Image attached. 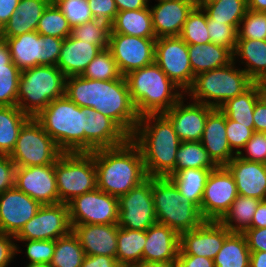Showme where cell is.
Masks as SVG:
<instances>
[{
	"mask_svg": "<svg viewBox=\"0 0 266 267\" xmlns=\"http://www.w3.org/2000/svg\"><path fill=\"white\" fill-rule=\"evenodd\" d=\"M65 96L79 107H90L111 118L130 138L139 122L125 76L99 81L81 75L66 77Z\"/></svg>",
	"mask_w": 266,
	"mask_h": 267,
	"instance_id": "6da1fadb",
	"label": "cell"
},
{
	"mask_svg": "<svg viewBox=\"0 0 266 267\" xmlns=\"http://www.w3.org/2000/svg\"><path fill=\"white\" fill-rule=\"evenodd\" d=\"M130 139L141 150L148 177L175 174L176 152L181 141L163 114L141 116Z\"/></svg>",
	"mask_w": 266,
	"mask_h": 267,
	"instance_id": "7a4b0ae2",
	"label": "cell"
},
{
	"mask_svg": "<svg viewBox=\"0 0 266 267\" xmlns=\"http://www.w3.org/2000/svg\"><path fill=\"white\" fill-rule=\"evenodd\" d=\"M94 162L97 188L118 198L148 178L141 150L131 139L121 146L95 150Z\"/></svg>",
	"mask_w": 266,
	"mask_h": 267,
	"instance_id": "3957f363",
	"label": "cell"
},
{
	"mask_svg": "<svg viewBox=\"0 0 266 267\" xmlns=\"http://www.w3.org/2000/svg\"><path fill=\"white\" fill-rule=\"evenodd\" d=\"M138 115L163 114L182 97L177 87L154 62L125 75Z\"/></svg>",
	"mask_w": 266,
	"mask_h": 267,
	"instance_id": "277c9868",
	"label": "cell"
},
{
	"mask_svg": "<svg viewBox=\"0 0 266 267\" xmlns=\"http://www.w3.org/2000/svg\"><path fill=\"white\" fill-rule=\"evenodd\" d=\"M66 76L54 65H38L20 72L17 107L35 118L53 100L65 95Z\"/></svg>",
	"mask_w": 266,
	"mask_h": 267,
	"instance_id": "5b68a950",
	"label": "cell"
},
{
	"mask_svg": "<svg viewBox=\"0 0 266 267\" xmlns=\"http://www.w3.org/2000/svg\"><path fill=\"white\" fill-rule=\"evenodd\" d=\"M35 119L63 153L84 152L82 107L68 97L53 100Z\"/></svg>",
	"mask_w": 266,
	"mask_h": 267,
	"instance_id": "8992f818",
	"label": "cell"
},
{
	"mask_svg": "<svg viewBox=\"0 0 266 267\" xmlns=\"http://www.w3.org/2000/svg\"><path fill=\"white\" fill-rule=\"evenodd\" d=\"M152 195L157 223L167 225L179 235L206 221L200 208L185 200L169 177H152Z\"/></svg>",
	"mask_w": 266,
	"mask_h": 267,
	"instance_id": "52a82bcc",
	"label": "cell"
},
{
	"mask_svg": "<svg viewBox=\"0 0 266 267\" xmlns=\"http://www.w3.org/2000/svg\"><path fill=\"white\" fill-rule=\"evenodd\" d=\"M234 64L233 60L226 66L198 74L186 93L194 102L220 108L227 100L242 94L254 83L243 69H235Z\"/></svg>",
	"mask_w": 266,
	"mask_h": 267,
	"instance_id": "ba28073f",
	"label": "cell"
},
{
	"mask_svg": "<svg viewBox=\"0 0 266 267\" xmlns=\"http://www.w3.org/2000/svg\"><path fill=\"white\" fill-rule=\"evenodd\" d=\"M59 203L97 188L93 152L62 153L54 163Z\"/></svg>",
	"mask_w": 266,
	"mask_h": 267,
	"instance_id": "9c48e42d",
	"label": "cell"
},
{
	"mask_svg": "<svg viewBox=\"0 0 266 267\" xmlns=\"http://www.w3.org/2000/svg\"><path fill=\"white\" fill-rule=\"evenodd\" d=\"M62 153L41 124L31 117L20 130L9 156L17 167H32L53 164Z\"/></svg>",
	"mask_w": 266,
	"mask_h": 267,
	"instance_id": "30bf717a",
	"label": "cell"
},
{
	"mask_svg": "<svg viewBox=\"0 0 266 267\" xmlns=\"http://www.w3.org/2000/svg\"><path fill=\"white\" fill-rule=\"evenodd\" d=\"M1 38L8 43L12 62L21 71L38 65L56 66L64 40L37 31Z\"/></svg>",
	"mask_w": 266,
	"mask_h": 267,
	"instance_id": "8fae6325",
	"label": "cell"
},
{
	"mask_svg": "<svg viewBox=\"0 0 266 267\" xmlns=\"http://www.w3.org/2000/svg\"><path fill=\"white\" fill-rule=\"evenodd\" d=\"M67 204L71 225L118 224V197L98 188L74 197Z\"/></svg>",
	"mask_w": 266,
	"mask_h": 267,
	"instance_id": "7c38bea8",
	"label": "cell"
},
{
	"mask_svg": "<svg viewBox=\"0 0 266 267\" xmlns=\"http://www.w3.org/2000/svg\"><path fill=\"white\" fill-rule=\"evenodd\" d=\"M155 63L177 87L182 88V93L188 92L195 77L185 41L179 36L157 38Z\"/></svg>",
	"mask_w": 266,
	"mask_h": 267,
	"instance_id": "4fadbf2b",
	"label": "cell"
},
{
	"mask_svg": "<svg viewBox=\"0 0 266 267\" xmlns=\"http://www.w3.org/2000/svg\"><path fill=\"white\" fill-rule=\"evenodd\" d=\"M119 201L118 226L126 229L146 231L157 223L152 195V177L121 195Z\"/></svg>",
	"mask_w": 266,
	"mask_h": 267,
	"instance_id": "5bb4252c",
	"label": "cell"
},
{
	"mask_svg": "<svg viewBox=\"0 0 266 267\" xmlns=\"http://www.w3.org/2000/svg\"><path fill=\"white\" fill-rule=\"evenodd\" d=\"M72 231L67 203L41 205L15 240H56Z\"/></svg>",
	"mask_w": 266,
	"mask_h": 267,
	"instance_id": "9a60e30c",
	"label": "cell"
},
{
	"mask_svg": "<svg viewBox=\"0 0 266 267\" xmlns=\"http://www.w3.org/2000/svg\"><path fill=\"white\" fill-rule=\"evenodd\" d=\"M238 196L233 175L225 166L210 172L204 188L200 211L206 221H219Z\"/></svg>",
	"mask_w": 266,
	"mask_h": 267,
	"instance_id": "2e32d148",
	"label": "cell"
},
{
	"mask_svg": "<svg viewBox=\"0 0 266 267\" xmlns=\"http://www.w3.org/2000/svg\"><path fill=\"white\" fill-rule=\"evenodd\" d=\"M156 38L110 33L109 49L122 76L155 62Z\"/></svg>",
	"mask_w": 266,
	"mask_h": 267,
	"instance_id": "e0dca14e",
	"label": "cell"
},
{
	"mask_svg": "<svg viewBox=\"0 0 266 267\" xmlns=\"http://www.w3.org/2000/svg\"><path fill=\"white\" fill-rule=\"evenodd\" d=\"M84 152L114 148L130 137L111 119L94 108L82 107Z\"/></svg>",
	"mask_w": 266,
	"mask_h": 267,
	"instance_id": "ac0fdd59",
	"label": "cell"
},
{
	"mask_svg": "<svg viewBox=\"0 0 266 267\" xmlns=\"http://www.w3.org/2000/svg\"><path fill=\"white\" fill-rule=\"evenodd\" d=\"M14 186L41 205L59 203L54 163L45 166L17 167Z\"/></svg>",
	"mask_w": 266,
	"mask_h": 267,
	"instance_id": "d6986e66",
	"label": "cell"
},
{
	"mask_svg": "<svg viewBox=\"0 0 266 267\" xmlns=\"http://www.w3.org/2000/svg\"><path fill=\"white\" fill-rule=\"evenodd\" d=\"M230 234L219 221H205L201 226L180 234L178 255L203 256L214 260Z\"/></svg>",
	"mask_w": 266,
	"mask_h": 267,
	"instance_id": "ffe728a7",
	"label": "cell"
},
{
	"mask_svg": "<svg viewBox=\"0 0 266 267\" xmlns=\"http://www.w3.org/2000/svg\"><path fill=\"white\" fill-rule=\"evenodd\" d=\"M40 206L15 186L0 194V233L16 236Z\"/></svg>",
	"mask_w": 266,
	"mask_h": 267,
	"instance_id": "44dd1931",
	"label": "cell"
},
{
	"mask_svg": "<svg viewBox=\"0 0 266 267\" xmlns=\"http://www.w3.org/2000/svg\"><path fill=\"white\" fill-rule=\"evenodd\" d=\"M183 99L163 115L171 122L181 142L201 141L206 119L214 108L194 101L184 105Z\"/></svg>",
	"mask_w": 266,
	"mask_h": 267,
	"instance_id": "7402d4cb",
	"label": "cell"
},
{
	"mask_svg": "<svg viewBox=\"0 0 266 267\" xmlns=\"http://www.w3.org/2000/svg\"><path fill=\"white\" fill-rule=\"evenodd\" d=\"M150 8L153 29L157 38L179 36L196 0H158Z\"/></svg>",
	"mask_w": 266,
	"mask_h": 267,
	"instance_id": "603a6c76",
	"label": "cell"
},
{
	"mask_svg": "<svg viewBox=\"0 0 266 267\" xmlns=\"http://www.w3.org/2000/svg\"><path fill=\"white\" fill-rule=\"evenodd\" d=\"M233 175L238 195L266 200V164L237 155L225 166Z\"/></svg>",
	"mask_w": 266,
	"mask_h": 267,
	"instance_id": "cb8c5ba5",
	"label": "cell"
},
{
	"mask_svg": "<svg viewBox=\"0 0 266 267\" xmlns=\"http://www.w3.org/2000/svg\"><path fill=\"white\" fill-rule=\"evenodd\" d=\"M86 255L116 257L118 224L71 225Z\"/></svg>",
	"mask_w": 266,
	"mask_h": 267,
	"instance_id": "d4e9b609",
	"label": "cell"
},
{
	"mask_svg": "<svg viewBox=\"0 0 266 267\" xmlns=\"http://www.w3.org/2000/svg\"><path fill=\"white\" fill-rule=\"evenodd\" d=\"M200 142L218 167L226 166L236 156L227 140L226 116L219 108L208 114Z\"/></svg>",
	"mask_w": 266,
	"mask_h": 267,
	"instance_id": "484cf974",
	"label": "cell"
},
{
	"mask_svg": "<svg viewBox=\"0 0 266 267\" xmlns=\"http://www.w3.org/2000/svg\"><path fill=\"white\" fill-rule=\"evenodd\" d=\"M180 235L167 225L156 223L146 230L142 262H176Z\"/></svg>",
	"mask_w": 266,
	"mask_h": 267,
	"instance_id": "4316f807",
	"label": "cell"
},
{
	"mask_svg": "<svg viewBox=\"0 0 266 267\" xmlns=\"http://www.w3.org/2000/svg\"><path fill=\"white\" fill-rule=\"evenodd\" d=\"M100 50L96 44L78 40L70 35L62 42L56 66L66 77L82 75Z\"/></svg>",
	"mask_w": 266,
	"mask_h": 267,
	"instance_id": "83f0119b",
	"label": "cell"
},
{
	"mask_svg": "<svg viewBox=\"0 0 266 267\" xmlns=\"http://www.w3.org/2000/svg\"><path fill=\"white\" fill-rule=\"evenodd\" d=\"M52 0H20L16 11L0 30V37H16L36 31L38 22Z\"/></svg>",
	"mask_w": 266,
	"mask_h": 267,
	"instance_id": "f1b7e54d",
	"label": "cell"
},
{
	"mask_svg": "<svg viewBox=\"0 0 266 267\" xmlns=\"http://www.w3.org/2000/svg\"><path fill=\"white\" fill-rule=\"evenodd\" d=\"M188 55L194 77L198 74L220 68L233 61V53L212 42L203 44H188Z\"/></svg>",
	"mask_w": 266,
	"mask_h": 267,
	"instance_id": "f546056e",
	"label": "cell"
},
{
	"mask_svg": "<svg viewBox=\"0 0 266 267\" xmlns=\"http://www.w3.org/2000/svg\"><path fill=\"white\" fill-rule=\"evenodd\" d=\"M235 55L246 61L243 70L254 83L266 81V40L237 39L234 61Z\"/></svg>",
	"mask_w": 266,
	"mask_h": 267,
	"instance_id": "4dcf8cb0",
	"label": "cell"
},
{
	"mask_svg": "<svg viewBox=\"0 0 266 267\" xmlns=\"http://www.w3.org/2000/svg\"><path fill=\"white\" fill-rule=\"evenodd\" d=\"M110 33L141 38H156L150 8L119 11L110 24Z\"/></svg>",
	"mask_w": 266,
	"mask_h": 267,
	"instance_id": "1f68e13d",
	"label": "cell"
},
{
	"mask_svg": "<svg viewBox=\"0 0 266 267\" xmlns=\"http://www.w3.org/2000/svg\"><path fill=\"white\" fill-rule=\"evenodd\" d=\"M262 96L260 83H253L242 94L227 100L219 109L230 120L254 128L253 111L257 100Z\"/></svg>",
	"mask_w": 266,
	"mask_h": 267,
	"instance_id": "d6a6232c",
	"label": "cell"
},
{
	"mask_svg": "<svg viewBox=\"0 0 266 267\" xmlns=\"http://www.w3.org/2000/svg\"><path fill=\"white\" fill-rule=\"evenodd\" d=\"M215 169L187 168L172 174L169 178L185 200L201 207L202 197L210 172Z\"/></svg>",
	"mask_w": 266,
	"mask_h": 267,
	"instance_id": "836d02e7",
	"label": "cell"
},
{
	"mask_svg": "<svg viewBox=\"0 0 266 267\" xmlns=\"http://www.w3.org/2000/svg\"><path fill=\"white\" fill-rule=\"evenodd\" d=\"M17 106L0 107V155H10L23 125L30 119Z\"/></svg>",
	"mask_w": 266,
	"mask_h": 267,
	"instance_id": "e575fe53",
	"label": "cell"
},
{
	"mask_svg": "<svg viewBox=\"0 0 266 267\" xmlns=\"http://www.w3.org/2000/svg\"><path fill=\"white\" fill-rule=\"evenodd\" d=\"M146 231L119 227L116 259L122 267H133L142 262Z\"/></svg>",
	"mask_w": 266,
	"mask_h": 267,
	"instance_id": "d590c367",
	"label": "cell"
},
{
	"mask_svg": "<svg viewBox=\"0 0 266 267\" xmlns=\"http://www.w3.org/2000/svg\"><path fill=\"white\" fill-rule=\"evenodd\" d=\"M250 250L243 233H231L214 258L215 267H249Z\"/></svg>",
	"mask_w": 266,
	"mask_h": 267,
	"instance_id": "8d00e7d4",
	"label": "cell"
},
{
	"mask_svg": "<svg viewBox=\"0 0 266 267\" xmlns=\"http://www.w3.org/2000/svg\"><path fill=\"white\" fill-rule=\"evenodd\" d=\"M259 202L260 200L256 198L238 195L219 222L231 233H244L251 227Z\"/></svg>",
	"mask_w": 266,
	"mask_h": 267,
	"instance_id": "74e56055",
	"label": "cell"
},
{
	"mask_svg": "<svg viewBox=\"0 0 266 267\" xmlns=\"http://www.w3.org/2000/svg\"><path fill=\"white\" fill-rule=\"evenodd\" d=\"M207 14V17L216 22L234 26L237 30L247 8V0H221L210 4H196Z\"/></svg>",
	"mask_w": 266,
	"mask_h": 267,
	"instance_id": "f35d334b",
	"label": "cell"
},
{
	"mask_svg": "<svg viewBox=\"0 0 266 267\" xmlns=\"http://www.w3.org/2000/svg\"><path fill=\"white\" fill-rule=\"evenodd\" d=\"M86 254L79 239L71 231L55 240V250L50 267H81Z\"/></svg>",
	"mask_w": 266,
	"mask_h": 267,
	"instance_id": "ab89813d",
	"label": "cell"
},
{
	"mask_svg": "<svg viewBox=\"0 0 266 267\" xmlns=\"http://www.w3.org/2000/svg\"><path fill=\"white\" fill-rule=\"evenodd\" d=\"M217 167L200 141L181 142L177 149L175 174L187 168L216 169Z\"/></svg>",
	"mask_w": 266,
	"mask_h": 267,
	"instance_id": "60d3db41",
	"label": "cell"
},
{
	"mask_svg": "<svg viewBox=\"0 0 266 267\" xmlns=\"http://www.w3.org/2000/svg\"><path fill=\"white\" fill-rule=\"evenodd\" d=\"M71 26L62 11L51 2L44 10L36 28L40 35L65 39L71 34Z\"/></svg>",
	"mask_w": 266,
	"mask_h": 267,
	"instance_id": "b9f144b4",
	"label": "cell"
},
{
	"mask_svg": "<svg viewBox=\"0 0 266 267\" xmlns=\"http://www.w3.org/2000/svg\"><path fill=\"white\" fill-rule=\"evenodd\" d=\"M179 37L187 44L210 43L207 28V14L199 6H195L188 14Z\"/></svg>",
	"mask_w": 266,
	"mask_h": 267,
	"instance_id": "7bdbcfd3",
	"label": "cell"
},
{
	"mask_svg": "<svg viewBox=\"0 0 266 267\" xmlns=\"http://www.w3.org/2000/svg\"><path fill=\"white\" fill-rule=\"evenodd\" d=\"M93 80H114L122 75L117 67L109 48L101 49L97 56L88 64L86 70L81 75Z\"/></svg>",
	"mask_w": 266,
	"mask_h": 267,
	"instance_id": "ee69618b",
	"label": "cell"
},
{
	"mask_svg": "<svg viewBox=\"0 0 266 267\" xmlns=\"http://www.w3.org/2000/svg\"><path fill=\"white\" fill-rule=\"evenodd\" d=\"M110 24L103 20L93 19L82 25L72 27L71 36L78 40L96 44L101 49L109 47Z\"/></svg>",
	"mask_w": 266,
	"mask_h": 267,
	"instance_id": "f6af8a7d",
	"label": "cell"
},
{
	"mask_svg": "<svg viewBox=\"0 0 266 267\" xmlns=\"http://www.w3.org/2000/svg\"><path fill=\"white\" fill-rule=\"evenodd\" d=\"M20 72L13 62L0 65V107L17 106Z\"/></svg>",
	"mask_w": 266,
	"mask_h": 267,
	"instance_id": "bcb514c9",
	"label": "cell"
},
{
	"mask_svg": "<svg viewBox=\"0 0 266 267\" xmlns=\"http://www.w3.org/2000/svg\"><path fill=\"white\" fill-rule=\"evenodd\" d=\"M237 31L238 39L266 40V12L248 9Z\"/></svg>",
	"mask_w": 266,
	"mask_h": 267,
	"instance_id": "7dc6e473",
	"label": "cell"
},
{
	"mask_svg": "<svg viewBox=\"0 0 266 267\" xmlns=\"http://www.w3.org/2000/svg\"><path fill=\"white\" fill-rule=\"evenodd\" d=\"M54 3L62 11L71 28L94 19L88 0H55Z\"/></svg>",
	"mask_w": 266,
	"mask_h": 267,
	"instance_id": "c3c4849f",
	"label": "cell"
},
{
	"mask_svg": "<svg viewBox=\"0 0 266 267\" xmlns=\"http://www.w3.org/2000/svg\"><path fill=\"white\" fill-rule=\"evenodd\" d=\"M208 35L212 43L228 48L232 53L238 39V31L224 22H216L207 17Z\"/></svg>",
	"mask_w": 266,
	"mask_h": 267,
	"instance_id": "681fc988",
	"label": "cell"
},
{
	"mask_svg": "<svg viewBox=\"0 0 266 267\" xmlns=\"http://www.w3.org/2000/svg\"><path fill=\"white\" fill-rule=\"evenodd\" d=\"M27 241L25 243L26 256L29 258L30 264H45L49 265L52 261L54 250H55V240H18Z\"/></svg>",
	"mask_w": 266,
	"mask_h": 267,
	"instance_id": "f907efd6",
	"label": "cell"
},
{
	"mask_svg": "<svg viewBox=\"0 0 266 267\" xmlns=\"http://www.w3.org/2000/svg\"><path fill=\"white\" fill-rule=\"evenodd\" d=\"M254 128H248V125H242L226 117L227 140L232 151L238 155L245 144L252 138ZM233 148L235 150H233Z\"/></svg>",
	"mask_w": 266,
	"mask_h": 267,
	"instance_id": "816d5d0a",
	"label": "cell"
},
{
	"mask_svg": "<svg viewBox=\"0 0 266 267\" xmlns=\"http://www.w3.org/2000/svg\"><path fill=\"white\" fill-rule=\"evenodd\" d=\"M248 153L244 156L241 151L237 156L254 162H261L266 164V133L256 132L252 134V138L244 146Z\"/></svg>",
	"mask_w": 266,
	"mask_h": 267,
	"instance_id": "f5cc1de1",
	"label": "cell"
},
{
	"mask_svg": "<svg viewBox=\"0 0 266 267\" xmlns=\"http://www.w3.org/2000/svg\"><path fill=\"white\" fill-rule=\"evenodd\" d=\"M94 19L103 20L111 24L118 13L114 0H88Z\"/></svg>",
	"mask_w": 266,
	"mask_h": 267,
	"instance_id": "db71d44e",
	"label": "cell"
},
{
	"mask_svg": "<svg viewBox=\"0 0 266 267\" xmlns=\"http://www.w3.org/2000/svg\"><path fill=\"white\" fill-rule=\"evenodd\" d=\"M16 168L9 155H0V194L14 187Z\"/></svg>",
	"mask_w": 266,
	"mask_h": 267,
	"instance_id": "11a10c76",
	"label": "cell"
},
{
	"mask_svg": "<svg viewBox=\"0 0 266 267\" xmlns=\"http://www.w3.org/2000/svg\"><path fill=\"white\" fill-rule=\"evenodd\" d=\"M15 236L0 233V267H7L14 255L19 251L17 244L11 240Z\"/></svg>",
	"mask_w": 266,
	"mask_h": 267,
	"instance_id": "9f6ffc18",
	"label": "cell"
},
{
	"mask_svg": "<svg viewBox=\"0 0 266 267\" xmlns=\"http://www.w3.org/2000/svg\"><path fill=\"white\" fill-rule=\"evenodd\" d=\"M246 237L250 251L266 252V227L249 228L243 233Z\"/></svg>",
	"mask_w": 266,
	"mask_h": 267,
	"instance_id": "6f0895ef",
	"label": "cell"
},
{
	"mask_svg": "<svg viewBox=\"0 0 266 267\" xmlns=\"http://www.w3.org/2000/svg\"><path fill=\"white\" fill-rule=\"evenodd\" d=\"M254 131L266 133V98L262 95L253 111Z\"/></svg>",
	"mask_w": 266,
	"mask_h": 267,
	"instance_id": "680465c9",
	"label": "cell"
},
{
	"mask_svg": "<svg viewBox=\"0 0 266 267\" xmlns=\"http://www.w3.org/2000/svg\"><path fill=\"white\" fill-rule=\"evenodd\" d=\"M81 267H122L116 257L86 255Z\"/></svg>",
	"mask_w": 266,
	"mask_h": 267,
	"instance_id": "91938a15",
	"label": "cell"
},
{
	"mask_svg": "<svg viewBox=\"0 0 266 267\" xmlns=\"http://www.w3.org/2000/svg\"><path fill=\"white\" fill-rule=\"evenodd\" d=\"M177 267H215L212 259L203 256L178 255Z\"/></svg>",
	"mask_w": 266,
	"mask_h": 267,
	"instance_id": "94428289",
	"label": "cell"
},
{
	"mask_svg": "<svg viewBox=\"0 0 266 267\" xmlns=\"http://www.w3.org/2000/svg\"><path fill=\"white\" fill-rule=\"evenodd\" d=\"M20 0H0V30L16 11Z\"/></svg>",
	"mask_w": 266,
	"mask_h": 267,
	"instance_id": "6125c7cd",
	"label": "cell"
},
{
	"mask_svg": "<svg viewBox=\"0 0 266 267\" xmlns=\"http://www.w3.org/2000/svg\"><path fill=\"white\" fill-rule=\"evenodd\" d=\"M117 10L119 11H133L143 8H148V0H114Z\"/></svg>",
	"mask_w": 266,
	"mask_h": 267,
	"instance_id": "be15d7a7",
	"label": "cell"
},
{
	"mask_svg": "<svg viewBox=\"0 0 266 267\" xmlns=\"http://www.w3.org/2000/svg\"><path fill=\"white\" fill-rule=\"evenodd\" d=\"M266 227V200H261L257 205L250 228Z\"/></svg>",
	"mask_w": 266,
	"mask_h": 267,
	"instance_id": "e7e4bbea",
	"label": "cell"
},
{
	"mask_svg": "<svg viewBox=\"0 0 266 267\" xmlns=\"http://www.w3.org/2000/svg\"><path fill=\"white\" fill-rule=\"evenodd\" d=\"M249 267H266L265 251H250Z\"/></svg>",
	"mask_w": 266,
	"mask_h": 267,
	"instance_id": "03108f58",
	"label": "cell"
},
{
	"mask_svg": "<svg viewBox=\"0 0 266 267\" xmlns=\"http://www.w3.org/2000/svg\"><path fill=\"white\" fill-rule=\"evenodd\" d=\"M12 62L10 49L5 39H0V65H8Z\"/></svg>",
	"mask_w": 266,
	"mask_h": 267,
	"instance_id": "003e7915",
	"label": "cell"
},
{
	"mask_svg": "<svg viewBox=\"0 0 266 267\" xmlns=\"http://www.w3.org/2000/svg\"><path fill=\"white\" fill-rule=\"evenodd\" d=\"M247 8L257 12H266V0H247Z\"/></svg>",
	"mask_w": 266,
	"mask_h": 267,
	"instance_id": "a7ac6f4b",
	"label": "cell"
},
{
	"mask_svg": "<svg viewBox=\"0 0 266 267\" xmlns=\"http://www.w3.org/2000/svg\"><path fill=\"white\" fill-rule=\"evenodd\" d=\"M133 267H177L176 262L158 263V262H141Z\"/></svg>",
	"mask_w": 266,
	"mask_h": 267,
	"instance_id": "89a4df30",
	"label": "cell"
},
{
	"mask_svg": "<svg viewBox=\"0 0 266 267\" xmlns=\"http://www.w3.org/2000/svg\"><path fill=\"white\" fill-rule=\"evenodd\" d=\"M221 0H196V4H210Z\"/></svg>",
	"mask_w": 266,
	"mask_h": 267,
	"instance_id": "2644e50d",
	"label": "cell"
},
{
	"mask_svg": "<svg viewBox=\"0 0 266 267\" xmlns=\"http://www.w3.org/2000/svg\"><path fill=\"white\" fill-rule=\"evenodd\" d=\"M262 95L266 98V81L260 83Z\"/></svg>",
	"mask_w": 266,
	"mask_h": 267,
	"instance_id": "8c879c8a",
	"label": "cell"
},
{
	"mask_svg": "<svg viewBox=\"0 0 266 267\" xmlns=\"http://www.w3.org/2000/svg\"><path fill=\"white\" fill-rule=\"evenodd\" d=\"M26 267H50V265L45 264H28Z\"/></svg>",
	"mask_w": 266,
	"mask_h": 267,
	"instance_id": "753ad0ef",
	"label": "cell"
}]
</instances>
